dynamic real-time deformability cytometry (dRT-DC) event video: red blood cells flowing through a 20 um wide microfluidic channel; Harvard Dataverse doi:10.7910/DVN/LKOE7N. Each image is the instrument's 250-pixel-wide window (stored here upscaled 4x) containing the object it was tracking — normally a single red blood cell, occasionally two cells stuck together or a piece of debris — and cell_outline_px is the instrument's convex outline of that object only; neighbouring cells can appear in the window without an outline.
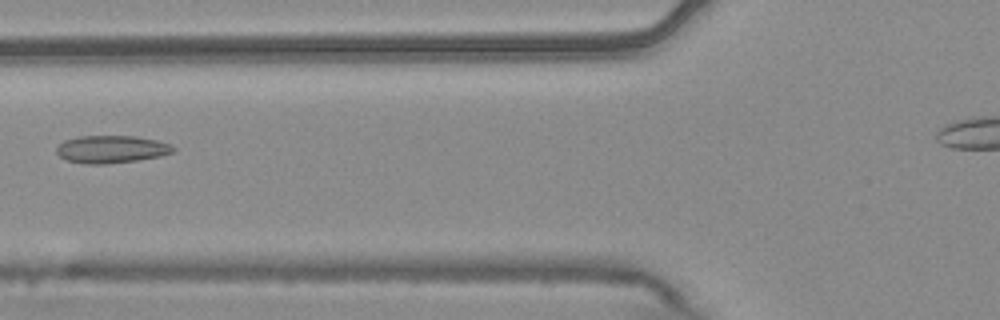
{"species": "common noctule bat (a hibernating species)", "species_latin": "Nyctalus noctula", "temperature_condition": "warm", "stored_images_in_passage": 11, "camera_frame_rate_fps": 3000, "um_per_image_px": 0.085, "animal": {"sex": "male", "body_mass_g": 20.4}, "frame": {"image": 1, "passage_image": 5, "time_ms": 1.333, "image_size_px": [1000, 320], "cell_outline_px": [[176, 148], [172, 152], [160, 156], [136, 160], [104, 164], [88, 164], [68, 160], [60, 156], [56, 152], [56, 148], [64, 140], [80, 136], [136, 136], [156, 140], [172, 144]], "centroid_in_image_um": [9.48, 12.67], "position_along_channel_um": 116.3, "area_um2": 18.61}}